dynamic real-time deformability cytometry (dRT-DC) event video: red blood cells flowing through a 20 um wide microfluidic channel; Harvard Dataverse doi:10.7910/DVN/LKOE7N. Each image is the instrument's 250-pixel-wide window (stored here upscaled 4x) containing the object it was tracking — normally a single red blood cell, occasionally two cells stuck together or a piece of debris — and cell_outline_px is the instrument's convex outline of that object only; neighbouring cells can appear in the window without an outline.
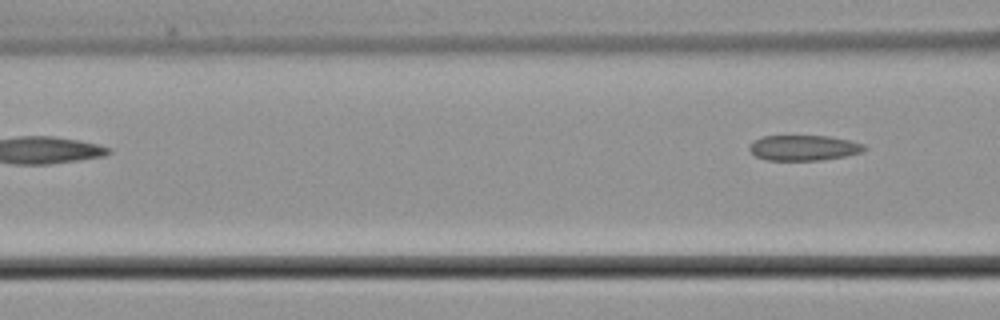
{"species": "common noctule bat (a hibernating species)", "species_latin": "Nyctalus noctula", "temperature_condition": "cold", "stored_images_in_passage": 7, "camera_frame_rate_fps": 3000, "um_per_image_px": 0.085, "animal": {"sex": "male", "body_mass_g": 21.5, "forearm_length_mm": 52.0}, "frame": {"image": 1, "passage_image": 7, "time_ms": 9.333, "image_size_px": [1000, 320], "cell_outline_px": [[868, 148], [860, 152], [844, 156], [820, 160], [768, 160], [756, 156], [748, 148], [760, 136], [828, 136], [848, 140], [864, 144]], "centroid_in_image_um": [68.32, 12.56], "position_along_channel_um": 98.3, "area_um2": 16.76}}